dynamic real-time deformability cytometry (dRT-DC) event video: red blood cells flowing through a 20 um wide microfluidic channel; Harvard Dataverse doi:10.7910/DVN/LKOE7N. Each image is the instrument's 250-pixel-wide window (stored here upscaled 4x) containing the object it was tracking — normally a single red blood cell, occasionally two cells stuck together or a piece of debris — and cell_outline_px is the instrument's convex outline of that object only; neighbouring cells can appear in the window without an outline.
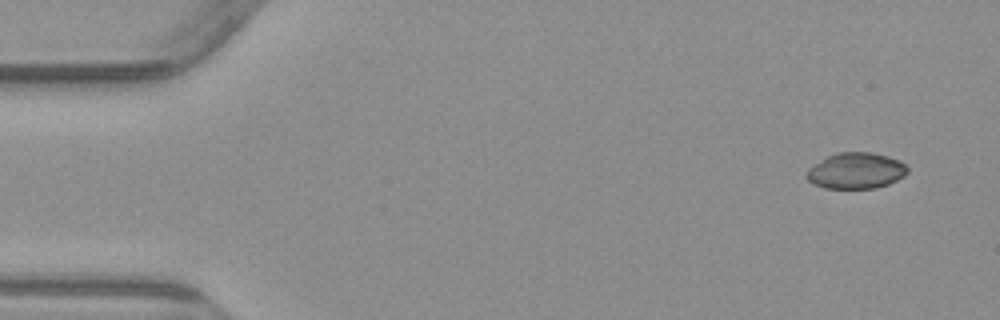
{"species": "common noctule bat (a hibernating species)", "species_latin": "Nyctalus noctula", "temperature_condition": "warm", "stored_images_in_passage": 5, "camera_frame_rate_fps": 3000, "um_per_image_px": 0.085, "animal": {"sex": "male", "body_mass_g": 23.1, "forearm_length_mm": 52.7}, "frame": {"image": 1, "passage_image": 1, "time_ms": 0.0, "image_size_px": [1000, 320], "cell_outline_px": [[908, 172], [904, 176], [888, 184], [876, 188], [824, 188], [812, 184], [804, 176], [808, 168], [828, 156], [836, 152], [872, 152], [888, 156], [900, 160], [908, 168]], "centroid_in_image_um": [72.74, 14.51], "position_along_channel_um": 12.3, "area_um2": 21.33}}
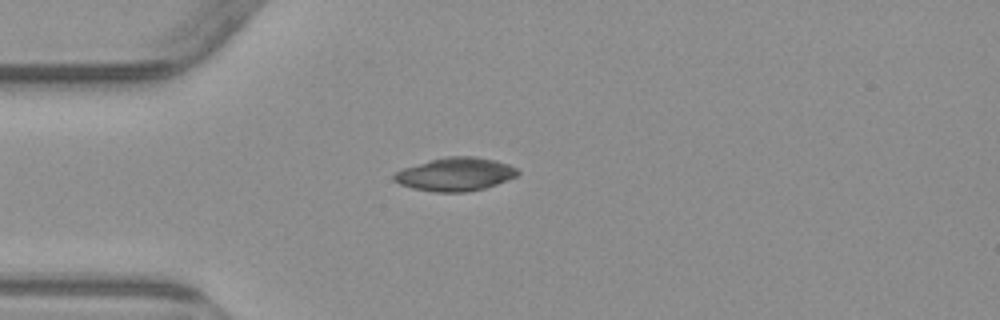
{"frame": {"image": 2, "passage_image": 4, "time_ms": 3.667, "image_size_px": [1000, 320], "cell_outline_px": [[520, 172], [516, 176], [496, 184], [484, 188], [464, 192], [436, 192], [412, 188], [400, 184], [392, 180], [392, 176], [396, 172], [404, 168], [432, 160], [448, 156], [476, 156], [496, 160], [508, 164], [516, 168]], "centroid_in_image_um": [38.7, 14.81], "position_along_channel_um": 46.3, "area_um2": 23.81}}